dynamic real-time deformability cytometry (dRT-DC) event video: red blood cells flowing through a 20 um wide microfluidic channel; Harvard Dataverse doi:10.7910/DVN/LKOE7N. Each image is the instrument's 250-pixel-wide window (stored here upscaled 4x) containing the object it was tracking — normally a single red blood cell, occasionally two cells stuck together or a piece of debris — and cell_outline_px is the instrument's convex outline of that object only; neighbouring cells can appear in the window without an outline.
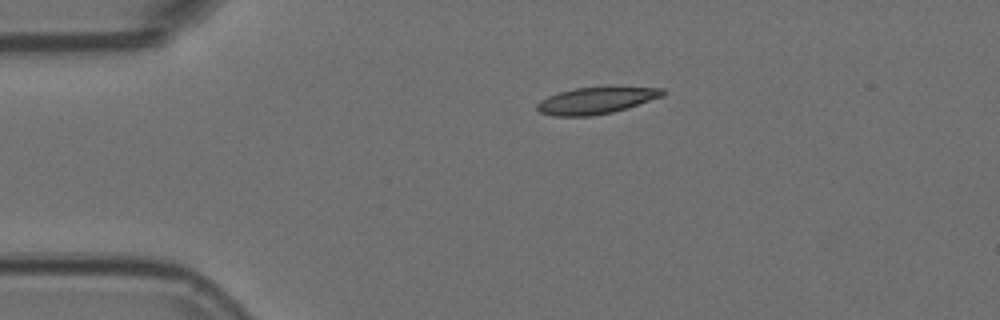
{"species": "Egyptian fruit bat (a non-hibernating species)", "species_latin": "Rousettus aegyptiacus", "temperature_condition": "room temperature", "stored_images_in_passage": 44, "camera_frame_rate_fps": 3000, "um_per_image_px": 0.085, "animal": {"sex": "female"}, "frame": {"image": 1, "passage_image": 1, "time_ms": 0.0, "image_size_px": [1000, 320], "cell_outline_px": [[664, 96], [612, 112], [592, 116], [552, 116], [540, 112], [536, 108], [536, 104], [540, 100], [548, 96], [560, 92], [576, 88], [604, 84], [608, 84], [664, 88]], "centroid_in_image_um": [50.71, 8.49], "position_along_channel_um": 34.3, "area_um2": 20.35}}
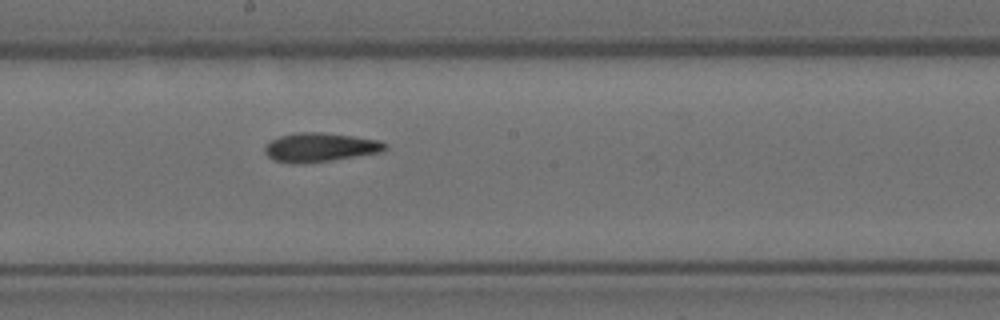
{"frame": {"image": 2, "passage_image": 19, "time_ms": 6.0, "image_size_px": [1000, 320], "cell_outline_px": [[388, 148], [384, 152], [328, 160], [296, 164], [272, 160], [264, 152], [264, 148], [272, 140], [280, 136], [296, 132], [320, 132], [352, 136], [376, 140], [388, 144]], "centroid_in_image_um": [27.21, 12.52], "position_along_channel_um": 221.0, "area_um2": 20.11}}
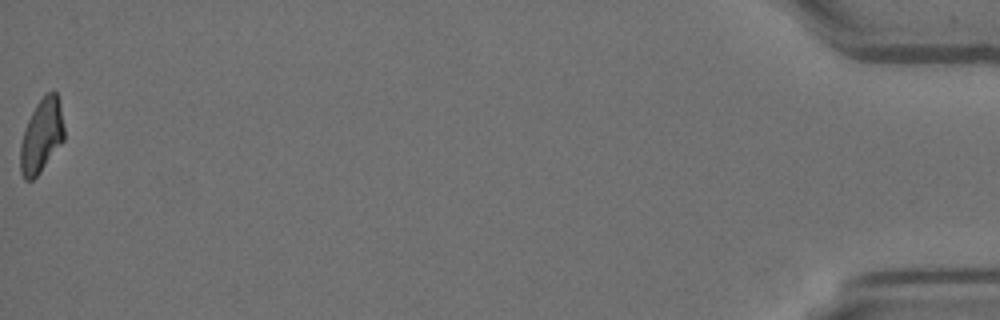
{"frame": {"image": 3, "passage_image": 44, "time_ms": 14.333, "image_size_px": [1000, 320], "cell_outline_px": [[64, 140], [40, 172], [32, 180], [24, 180], [20, 172], [20, 144], [24, 128], [36, 104], [52, 88], [56, 92], [60, 104], [64, 128]], "centroid_in_image_um": [3.52, 11.54], "position_along_channel_um": 431.7, "area_um2": 18.84}, "authors_computed_cell_mechanics": {"area_um2": 19.8543, "velocity_mm_per_s": 3.7521, "shape_relaxation_time_tau1_ms": 8.4732, "shape_relaxation_time_tau2_ms": 4.6793, "deformation_change_tau1": 0.2219, "deformation_change_tau2": 0.0977}}